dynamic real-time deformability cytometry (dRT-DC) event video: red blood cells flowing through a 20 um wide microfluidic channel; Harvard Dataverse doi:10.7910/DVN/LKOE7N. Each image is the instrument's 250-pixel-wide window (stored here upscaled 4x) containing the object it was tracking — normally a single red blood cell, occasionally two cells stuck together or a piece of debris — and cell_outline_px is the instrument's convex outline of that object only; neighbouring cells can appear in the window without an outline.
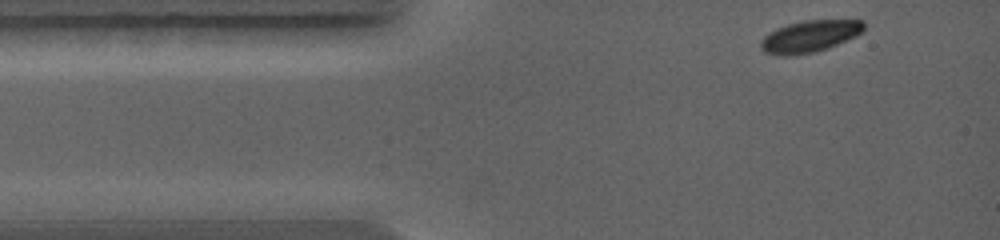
{"species": "common noctule bat (a hibernating species)", "species_latin": "Nyctalus noctula", "temperature_condition": "warm", "stored_images_in_passage": 46, "camera_frame_rate_fps": 5000, "um_per_image_px": 0.085, "animal": {"sex": "female", "body_mass_g": 19.0, "forearm_length_mm": 56.7}, "frame": {"image": 1, "passage_image": 1, "time_ms": 0.0, "image_size_px": [1000, 240], "cell_outline_px": [[864, 32], [856, 36], [828, 48], [816, 52], [784, 56], [780, 56], [764, 52], [760, 48], [760, 40], [764, 36], [776, 28], [788, 24], [804, 20], [864, 20]], "centroid_in_image_um": [68.82, 3.09], "position_along_channel_um": 16.2, "area_um2": 19.25}}
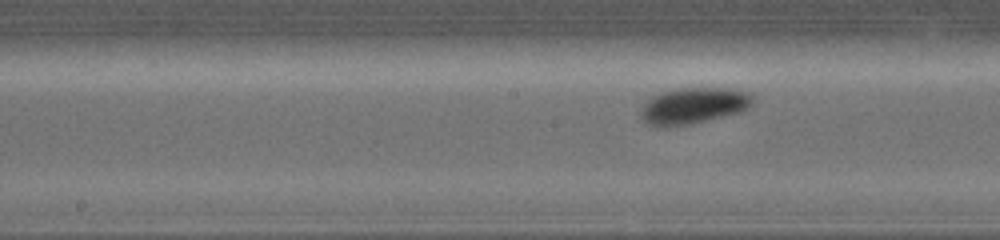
{"frame": {"image": 2, "passage_image": 22, "time_ms": 4.2, "image_size_px": [1000, 240], "cell_outline_px": [[756, 96], [752, 104], [748, 108], [740, 112], [692, 124], [668, 128], [660, 128], [644, 124], [640, 116], [640, 108], [648, 96], [668, 88], [688, 84], [704, 84], [748, 88]], "centroid_in_image_um": [58.97, 8.89], "position_along_channel_um": 189.2, "area_um2": 26.53}}
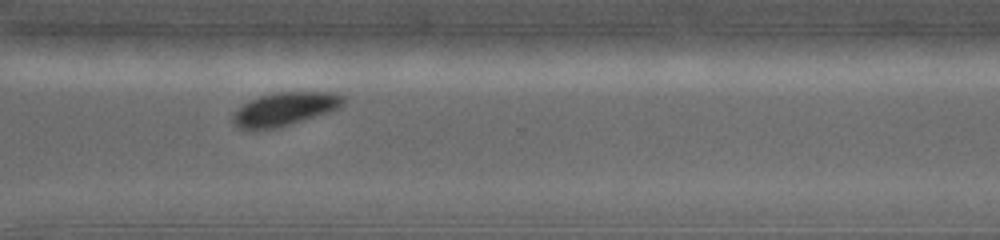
{"frame": {"image": 3, "passage_image": 37, "time_ms": 7.2, "image_size_px": [1000, 240], "cell_outline_px": [[348, 100], [340, 108], [280, 128], [256, 132], [248, 132], [236, 128], [232, 124], [232, 116], [248, 100], [268, 92], [296, 88], [340, 92], [348, 96]], "centroid_in_image_um": [24.27, 9.22], "position_along_channel_um": 346.3, "area_um2": 23.64}}